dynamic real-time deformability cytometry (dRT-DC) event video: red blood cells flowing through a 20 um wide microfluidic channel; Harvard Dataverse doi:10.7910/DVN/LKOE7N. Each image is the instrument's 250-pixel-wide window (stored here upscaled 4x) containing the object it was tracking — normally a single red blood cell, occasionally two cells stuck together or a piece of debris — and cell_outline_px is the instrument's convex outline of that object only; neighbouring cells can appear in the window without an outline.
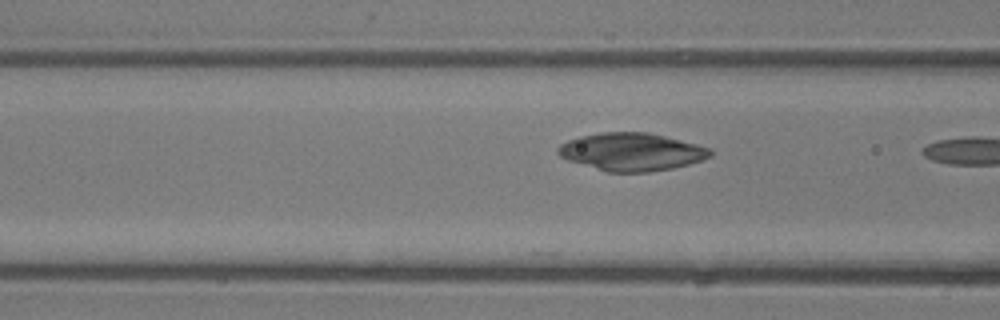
{"species": "common noctule bat (a hibernating species)", "species_latin": "Nyctalus noctula", "temperature_condition": "room temperature", "stored_images_in_passage": 4, "camera_frame_rate_fps": 3000, "um_per_image_px": 0.085, "animal": {"sex": "male", "body_mass_g": 13.3}, "frame": {"image": 1, "passage_image": 4, "time_ms": 4.333, "image_size_px": [1000, 320], "cell_outline_px": [[712, 156], [688, 164], [672, 168], [648, 172], [608, 172], [568, 160], [560, 156], [556, 152], [556, 148], [560, 144], [568, 140], [580, 136], [600, 132], [648, 132], [712, 148]], "centroid_in_image_um": [53.67, 12.9], "position_along_channel_um": 112.9, "area_um2": 33.41}}